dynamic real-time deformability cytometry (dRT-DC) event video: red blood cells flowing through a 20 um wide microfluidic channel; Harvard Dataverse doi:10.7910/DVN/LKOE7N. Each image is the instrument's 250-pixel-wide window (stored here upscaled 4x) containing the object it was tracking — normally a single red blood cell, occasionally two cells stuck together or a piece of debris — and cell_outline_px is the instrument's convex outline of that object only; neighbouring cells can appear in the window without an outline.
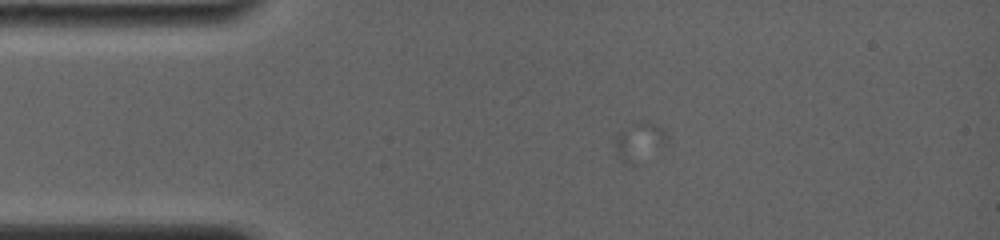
{"species": "common noctule bat (a hibernating species)", "species_latin": "Nyctalus noctula", "temperature_condition": "room temperature", "stored_images_in_passage": 1, "camera_frame_rate_fps": 4000, "um_per_image_px": 0.085, "animal": {"sex": "female", "body_mass_g": 19.0, "forearm_length_mm": 56.7}, "frame": {"image": 1, "passage_image": 1, "time_ms": 0.0, "image_size_px": [1000, 240], "cell_outline_px": [[668, 144], [632, 168], [620, 160], [616, 156], [612, 136], [616, 132], [640, 120], [648, 120], [664, 128], [668, 136]], "centroid_in_image_um": [54.32, 12.06], "position_along_channel_um": 30.7, "area_um2": 12.77}}